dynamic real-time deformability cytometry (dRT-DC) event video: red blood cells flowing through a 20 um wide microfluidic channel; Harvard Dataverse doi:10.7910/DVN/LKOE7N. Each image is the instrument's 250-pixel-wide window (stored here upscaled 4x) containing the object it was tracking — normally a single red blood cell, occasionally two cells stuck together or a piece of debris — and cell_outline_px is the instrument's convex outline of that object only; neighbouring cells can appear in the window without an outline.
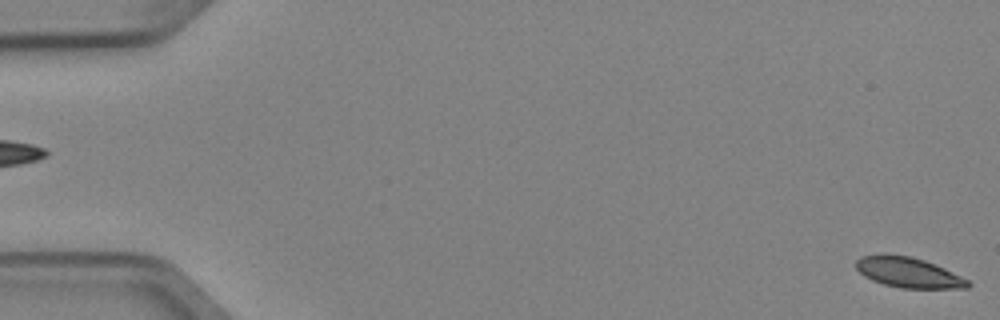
{"species": "Egyptian fruit bat (a non-hibernating species)", "species_latin": "Rousettus aegyptiacus", "temperature_condition": "cold", "stored_images_in_passage": 6, "segment_of_instrument_passage": [2, 2], "camera_frame_rate_fps": 3000, "um_per_image_px": 0.085, "animal": {"sex": "female"}, "frame": {"image": 1, "passage_image": 6, "time_ms": 1.667, "image_size_px": [1000, 320], "cell_outline_px": [[972, 284], [968, 288], [900, 288], [884, 284], [872, 280], [864, 276], [856, 268], [856, 260], [860, 256], [880, 252], [912, 256], [936, 264], [968, 280]], "centroid_in_image_um": [77.17, 23.13], "position_along_channel_um": 7.8, "area_um2": 20.06}}